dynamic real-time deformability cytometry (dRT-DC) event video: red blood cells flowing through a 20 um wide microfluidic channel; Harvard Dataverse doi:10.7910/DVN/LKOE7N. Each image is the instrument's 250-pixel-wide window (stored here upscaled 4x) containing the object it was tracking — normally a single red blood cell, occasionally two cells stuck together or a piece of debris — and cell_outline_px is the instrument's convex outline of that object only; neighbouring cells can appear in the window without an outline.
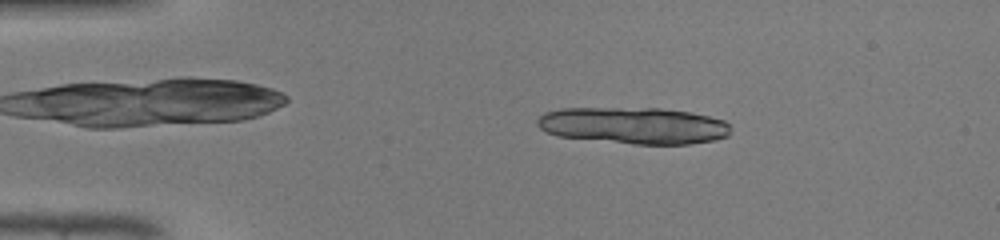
{"species": "common noctule bat (a hibernating species)", "species_latin": "Nyctalus noctula", "temperature_condition": "warm", "stored_images_in_passage": 46, "camera_frame_rate_fps": 3000, "um_per_image_px": 0.085, "animal": {"sex": "male", "body_mass_g": 19.0, "forearm_length_mm": 50.8}, "frame": {"image": 1, "passage_image": 8, "time_ms": 2.333, "image_size_px": [1000, 240], "cell_outline_px": [[728, 136], [716, 140], [688, 144], [632, 144], [556, 136], [540, 128], [536, 124], [536, 120], [544, 112], [560, 108], [660, 108], [688, 112], [708, 116], [724, 120], [728, 124]], "centroid_in_image_um": [53.82, 10.67], "position_along_channel_um": 31.2, "area_um2": 41.38}}
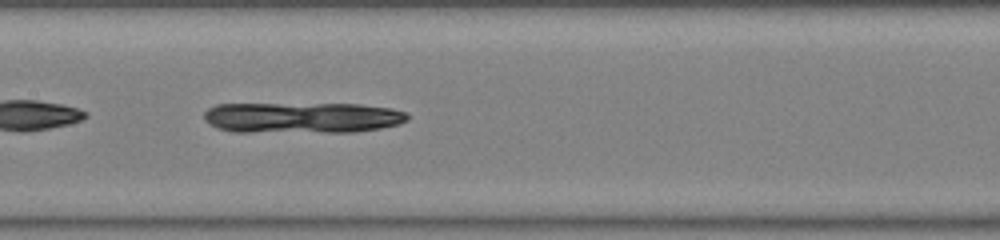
{"frame": {"image": 2, "passage_image": 23, "time_ms": 7.333, "image_size_px": [1000, 240], "cell_outline_px": [[408, 120], [400, 124], [380, 128], [356, 132], [236, 132], [216, 128], [204, 120], [204, 112], [208, 108], [216, 104], [360, 104], [392, 108], [404, 112], [408, 116]], "centroid_in_image_um": [25.67, 10.0], "position_along_channel_um": 181.7, "area_um2": 36.93}}
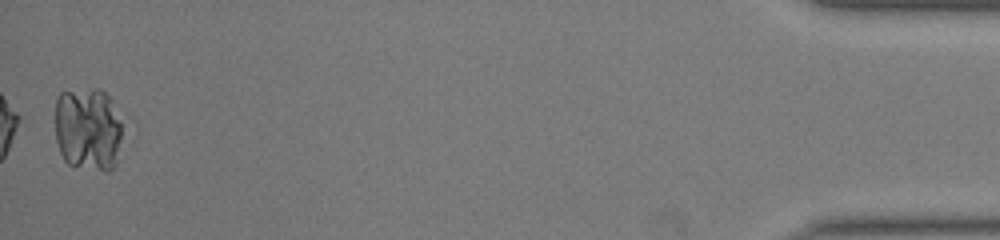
{"frame": {"image": 3, "passage_image": 46, "time_ms": 15.0, "image_size_px": [1000, 240], "cell_outline_px": [[124, 120], [116, 164], [108, 172], [104, 172], [68, 164], [64, 160], [60, 152], [56, 140], [56, 100], [60, 92], [92, 88], [100, 88], [108, 96]], "centroid_in_image_um": [7.51, 10.97], "position_along_channel_um": 427.7, "area_um2": 33.52}}